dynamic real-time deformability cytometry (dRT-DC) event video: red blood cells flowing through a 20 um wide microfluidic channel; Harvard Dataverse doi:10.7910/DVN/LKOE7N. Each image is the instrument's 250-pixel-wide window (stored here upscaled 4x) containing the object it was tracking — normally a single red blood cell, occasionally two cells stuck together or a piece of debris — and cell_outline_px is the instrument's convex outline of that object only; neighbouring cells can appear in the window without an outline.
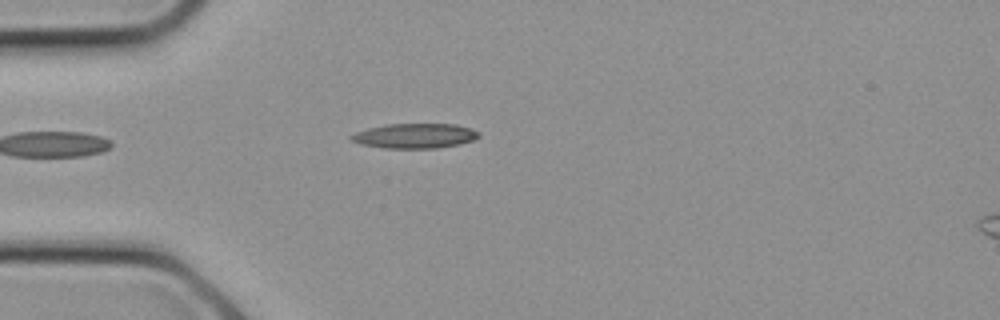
{"species": "common noctule bat (a hibernating species)", "species_latin": "Nyctalus noctula", "temperature_condition": "cold", "stored_images_in_passage": 2, "camera_frame_rate_fps": 3000, "um_per_image_px": 0.085, "animal": {"sex": "female", "body_mass_g": 21.9}, "frame": {"image": 1, "passage_image": 2, "time_ms": 0.333, "image_size_px": [1000, 320], "cell_outline_px": [[480, 136], [472, 140], [460, 144], [436, 148], [384, 148], [360, 144], [348, 140], [348, 136], [356, 132], [368, 128], [388, 124], [456, 124], [472, 128], [480, 132]], "centroid_in_image_um": [35.24, 11.54], "position_along_channel_um": 49.8, "area_um2": 18.61}}